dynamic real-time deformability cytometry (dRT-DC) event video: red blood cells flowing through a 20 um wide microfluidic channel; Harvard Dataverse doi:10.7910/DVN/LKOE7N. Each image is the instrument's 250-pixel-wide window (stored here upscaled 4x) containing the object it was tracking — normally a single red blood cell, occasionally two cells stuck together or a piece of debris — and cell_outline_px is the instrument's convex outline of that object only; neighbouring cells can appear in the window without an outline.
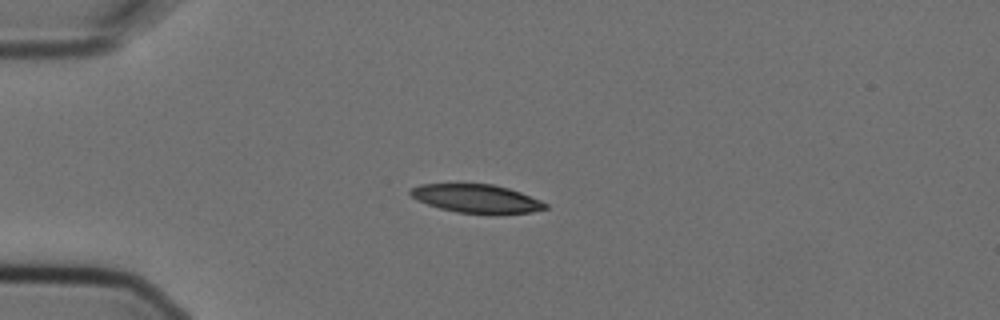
{"species": "Egyptian fruit bat (a non-hibernating species)", "species_latin": "Rousettus aegyptiacus", "temperature_condition": "cold", "stored_images_in_passage": 3, "camera_frame_rate_fps": 3000, "um_per_image_px": 0.085, "animal": {"sex": "female"}, "frame": {"image": 1, "passage_image": 2, "time_ms": 0.333, "image_size_px": [1000, 320], "cell_outline_px": [[548, 208], [532, 212], [456, 212], [440, 208], [428, 204], [412, 196], [408, 192], [412, 188], [420, 184], [492, 184], [508, 188], [520, 192], [540, 200], [548, 204]], "centroid_in_image_um": [40.5, 16.85], "position_along_channel_um": 44.5, "area_um2": 21.62}}